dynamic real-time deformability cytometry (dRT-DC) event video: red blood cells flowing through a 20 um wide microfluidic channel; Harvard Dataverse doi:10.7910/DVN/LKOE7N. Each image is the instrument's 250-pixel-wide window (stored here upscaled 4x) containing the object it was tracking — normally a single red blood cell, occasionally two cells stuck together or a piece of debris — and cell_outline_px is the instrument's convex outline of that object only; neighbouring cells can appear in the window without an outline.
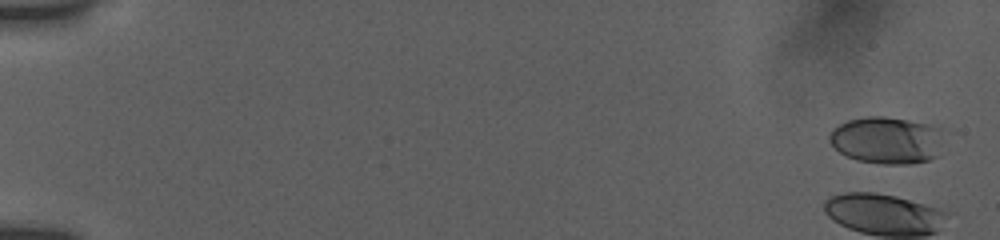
{"species": "human", "species_latin": "Homo sapiens", "temperature_condition": "room temperature", "stored_images_in_passage": 24, "camera_frame_rate_fps": 3000, "um_per_image_px": 0.085, "donor": {"sex": "female"}, "frame": {"image": 1, "passage_image": 2, "time_ms": 0.333, "image_size_px": [1000, 240], "cell_outline_px": [[940, 128], [936, 156], [928, 160], [912, 164], [884, 164], [856, 160], [840, 152], [828, 140], [828, 136], [832, 128], [848, 120], [868, 116], [884, 116], [908, 120], [928, 124]], "centroid_in_image_um": [75.3, 11.91], "position_along_channel_um": 9.7, "area_um2": 30.98}}